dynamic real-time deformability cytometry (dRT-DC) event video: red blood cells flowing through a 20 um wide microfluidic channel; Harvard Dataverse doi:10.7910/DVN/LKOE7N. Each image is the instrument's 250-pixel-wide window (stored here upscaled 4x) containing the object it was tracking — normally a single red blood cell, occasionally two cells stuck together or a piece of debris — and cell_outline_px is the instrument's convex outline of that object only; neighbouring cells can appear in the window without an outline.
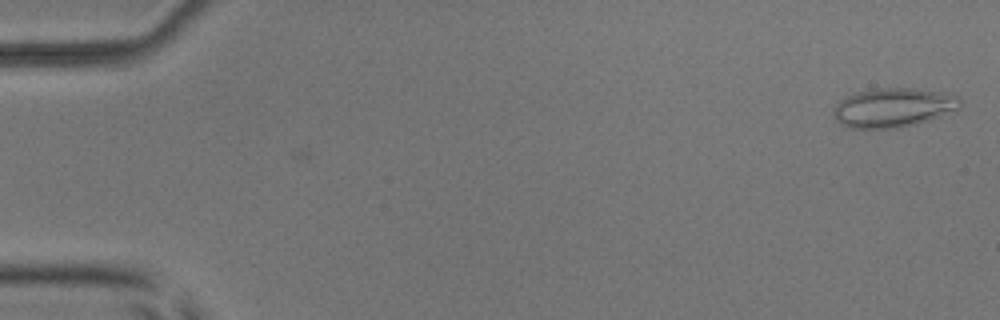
{"species": "common noctule bat (a hibernating species)", "species_latin": "Nyctalus noctula", "temperature_condition": "room temperature", "stored_images_in_passage": 54, "camera_frame_rate_fps": 3000, "um_per_image_px": 0.085, "animal": {"sex": "male", "body_mass_g": 17.9, "forearm_length_mm": 54.2}, "frame": {"image": 1, "passage_image": 2, "time_ms": 0.333, "image_size_px": [1000, 320], "cell_outline_px": [[960, 108], [940, 116], [916, 124], [896, 128], [852, 128], [840, 124], [836, 120], [832, 112], [832, 108], [840, 100], [856, 92], [876, 88], [916, 88], [952, 92], [960, 96]], "centroid_in_image_um": [75.96, 9.12], "position_along_channel_um": 9.0, "area_um2": 29.3}}
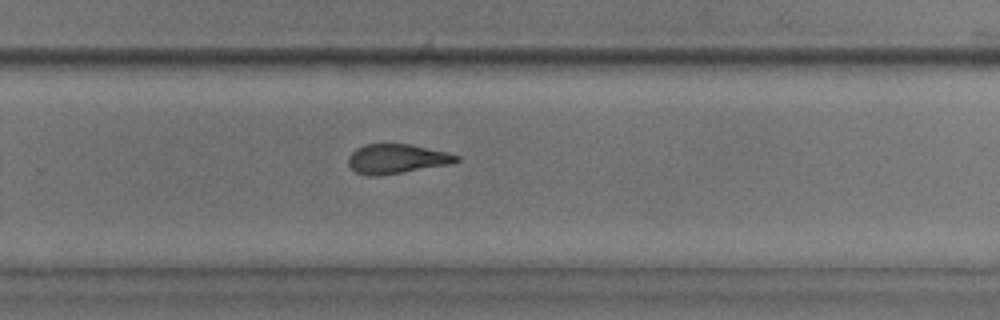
{"frame": {"image": 2, "passage_image": 36, "time_ms": 11.667, "image_size_px": [1000, 320], "cell_outline_px": [[460, 160], [452, 164], [380, 176], [368, 176], [356, 172], [348, 164], [348, 156], [356, 148], [364, 144], [412, 144], [448, 152], [460, 156]], "centroid_in_image_um": [33.74, 13.5], "position_along_channel_um": 296.1, "area_um2": 18.84}}
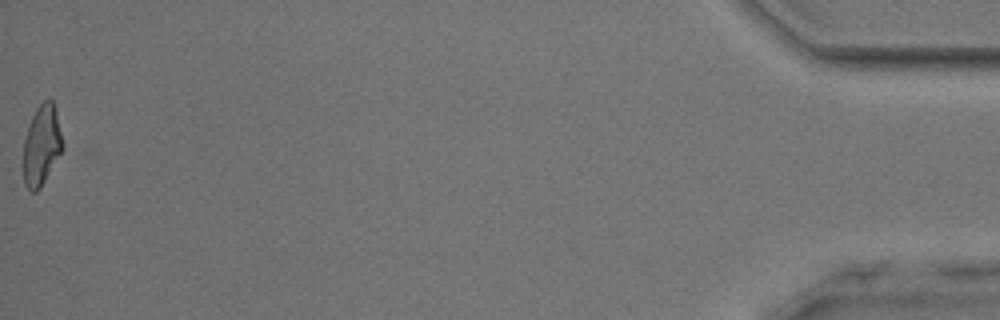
{"frame": {"image": 3, "passage_image": 54, "time_ms": 17.667, "image_size_px": [1000, 320], "cell_outline_px": [[64, 148], [40, 188], [36, 192], [32, 192], [24, 184], [20, 168], [24, 140], [28, 124], [36, 108], [44, 100], [52, 100], [56, 112], [64, 144]], "centroid_in_image_um": [3.49, 12.4], "position_along_channel_um": 431.7, "area_um2": 18.9}, "authors_computed_cell_mechanics": {"area_um2": 19.5653, "velocity_mm_per_s": 3.8796, "shape_relaxation_time_tau1_ms": 11.2193, "shape_relaxation_time_tau2_ms": 2.2725, "deformation_change_tau1": 0.2564, "deformation_change_tau2": 0.1208}}